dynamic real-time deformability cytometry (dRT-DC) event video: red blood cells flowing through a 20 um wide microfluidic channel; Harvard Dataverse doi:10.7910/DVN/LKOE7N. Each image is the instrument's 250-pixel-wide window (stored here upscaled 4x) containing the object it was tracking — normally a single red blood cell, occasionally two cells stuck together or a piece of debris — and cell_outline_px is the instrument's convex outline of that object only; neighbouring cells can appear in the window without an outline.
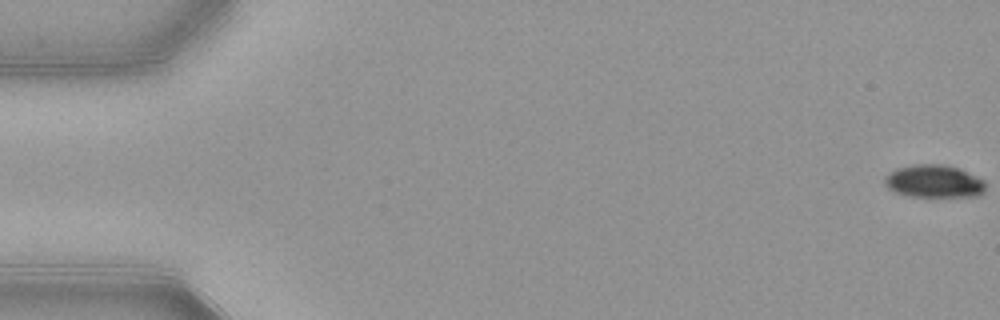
{"species": "common noctule bat (a hibernating species)", "species_latin": "Nyctalus noctula", "temperature_condition": "warm", "stored_images_in_passage": 9, "camera_frame_rate_fps": 3000, "um_per_image_px": 0.085, "animal": {"sex": "female", "body_mass_g": 21.9}, "frame": {"image": 1, "passage_image": 1, "time_ms": 0.0, "image_size_px": [1000, 320], "cell_outline_px": [[984, 192], [976, 196], [908, 196], [896, 192], [888, 188], [884, 184], [884, 176], [896, 168], [916, 164], [940, 164], [960, 168], [984, 180]], "centroid_in_image_um": [79.36, 15.4], "position_along_channel_um": 5.6, "area_um2": 19.19}}